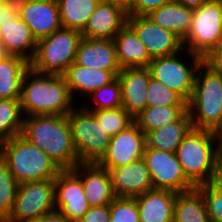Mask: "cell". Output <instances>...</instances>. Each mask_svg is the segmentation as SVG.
Returning <instances> with one entry per match:
<instances>
[{"label": "cell", "mask_w": 222, "mask_h": 222, "mask_svg": "<svg viewBox=\"0 0 222 222\" xmlns=\"http://www.w3.org/2000/svg\"><path fill=\"white\" fill-rule=\"evenodd\" d=\"M75 63L86 68L120 71L113 39L82 38Z\"/></svg>", "instance_id": "cell-22"}, {"label": "cell", "mask_w": 222, "mask_h": 222, "mask_svg": "<svg viewBox=\"0 0 222 222\" xmlns=\"http://www.w3.org/2000/svg\"><path fill=\"white\" fill-rule=\"evenodd\" d=\"M217 138H218V163L222 171V129H220L217 132Z\"/></svg>", "instance_id": "cell-44"}, {"label": "cell", "mask_w": 222, "mask_h": 222, "mask_svg": "<svg viewBox=\"0 0 222 222\" xmlns=\"http://www.w3.org/2000/svg\"><path fill=\"white\" fill-rule=\"evenodd\" d=\"M202 193L195 187L186 192L176 193L174 222H209Z\"/></svg>", "instance_id": "cell-28"}, {"label": "cell", "mask_w": 222, "mask_h": 222, "mask_svg": "<svg viewBox=\"0 0 222 222\" xmlns=\"http://www.w3.org/2000/svg\"><path fill=\"white\" fill-rule=\"evenodd\" d=\"M135 199L140 222H174L175 192L151 189Z\"/></svg>", "instance_id": "cell-23"}, {"label": "cell", "mask_w": 222, "mask_h": 222, "mask_svg": "<svg viewBox=\"0 0 222 222\" xmlns=\"http://www.w3.org/2000/svg\"><path fill=\"white\" fill-rule=\"evenodd\" d=\"M42 1H53V2H57L58 0H42Z\"/></svg>", "instance_id": "cell-47"}, {"label": "cell", "mask_w": 222, "mask_h": 222, "mask_svg": "<svg viewBox=\"0 0 222 222\" xmlns=\"http://www.w3.org/2000/svg\"><path fill=\"white\" fill-rule=\"evenodd\" d=\"M127 24L146 46L152 59L173 55L184 49L181 38L172 31L163 29L146 15H128Z\"/></svg>", "instance_id": "cell-13"}, {"label": "cell", "mask_w": 222, "mask_h": 222, "mask_svg": "<svg viewBox=\"0 0 222 222\" xmlns=\"http://www.w3.org/2000/svg\"><path fill=\"white\" fill-rule=\"evenodd\" d=\"M143 159L149 170L153 189L181 193L195 188L185 176L176 153L164 152L146 145Z\"/></svg>", "instance_id": "cell-12"}, {"label": "cell", "mask_w": 222, "mask_h": 222, "mask_svg": "<svg viewBox=\"0 0 222 222\" xmlns=\"http://www.w3.org/2000/svg\"><path fill=\"white\" fill-rule=\"evenodd\" d=\"M202 63L203 57L184 48L173 55L153 58L148 68L151 77L188 103L193 93L197 70Z\"/></svg>", "instance_id": "cell-7"}, {"label": "cell", "mask_w": 222, "mask_h": 222, "mask_svg": "<svg viewBox=\"0 0 222 222\" xmlns=\"http://www.w3.org/2000/svg\"><path fill=\"white\" fill-rule=\"evenodd\" d=\"M77 222H110V205L90 207Z\"/></svg>", "instance_id": "cell-39"}, {"label": "cell", "mask_w": 222, "mask_h": 222, "mask_svg": "<svg viewBox=\"0 0 222 222\" xmlns=\"http://www.w3.org/2000/svg\"><path fill=\"white\" fill-rule=\"evenodd\" d=\"M99 124L113 137L134 122V118L123 108L89 110Z\"/></svg>", "instance_id": "cell-34"}, {"label": "cell", "mask_w": 222, "mask_h": 222, "mask_svg": "<svg viewBox=\"0 0 222 222\" xmlns=\"http://www.w3.org/2000/svg\"><path fill=\"white\" fill-rule=\"evenodd\" d=\"M55 209V178L20 183L12 212L4 222H30Z\"/></svg>", "instance_id": "cell-10"}, {"label": "cell", "mask_w": 222, "mask_h": 222, "mask_svg": "<svg viewBox=\"0 0 222 222\" xmlns=\"http://www.w3.org/2000/svg\"><path fill=\"white\" fill-rule=\"evenodd\" d=\"M80 31L61 27L51 35L37 41L30 67L41 73L63 75L75 62L82 39Z\"/></svg>", "instance_id": "cell-6"}, {"label": "cell", "mask_w": 222, "mask_h": 222, "mask_svg": "<svg viewBox=\"0 0 222 222\" xmlns=\"http://www.w3.org/2000/svg\"><path fill=\"white\" fill-rule=\"evenodd\" d=\"M21 136L46 153L60 170H72L79 163L66 116L24 117Z\"/></svg>", "instance_id": "cell-2"}, {"label": "cell", "mask_w": 222, "mask_h": 222, "mask_svg": "<svg viewBox=\"0 0 222 222\" xmlns=\"http://www.w3.org/2000/svg\"><path fill=\"white\" fill-rule=\"evenodd\" d=\"M8 54L3 50V48L0 46V61H2L5 57H7Z\"/></svg>", "instance_id": "cell-45"}, {"label": "cell", "mask_w": 222, "mask_h": 222, "mask_svg": "<svg viewBox=\"0 0 222 222\" xmlns=\"http://www.w3.org/2000/svg\"><path fill=\"white\" fill-rule=\"evenodd\" d=\"M115 197L136 198L153 189L151 176L143 158L109 170Z\"/></svg>", "instance_id": "cell-17"}, {"label": "cell", "mask_w": 222, "mask_h": 222, "mask_svg": "<svg viewBox=\"0 0 222 222\" xmlns=\"http://www.w3.org/2000/svg\"><path fill=\"white\" fill-rule=\"evenodd\" d=\"M72 171L81 179L91 207L110 205L116 198L109 171L97 163H78Z\"/></svg>", "instance_id": "cell-18"}, {"label": "cell", "mask_w": 222, "mask_h": 222, "mask_svg": "<svg viewBox=\"0 0 222 222\" xmlns=\"http://www.w3.org/2000/svg\"><path fill=\"white\" fill-rule=\"evenodd\" d=\"M146 135L135 122L111 137L109 146L97 164L108 171L143 158Z\"/></svg>", "instance_id": "cell-14"}, {"label": "cell", "mask_w": 222, "mask_h": 222, "mask_svg": "<svg viewBox=\"0 0 222 222\" xmlns=\"http://www.w3.org/2000/svg\"><path fill=\"white\" fill-rule=\"evenodd\" d=\"M85 100H89V103ZM85 100L81 104L87 110H104L122 107L121 83L118 77L109 84L95 90Z\"/></svg>", "instance_id": "cell-32"}, {"label": "cell", "mask_w": 222, "mask_h": 222, "mask_svg": "<svg viewBox=\"0 0 222 222\" xmlns=\"http://www.w3.org/2000/svg\"><path fill=\"white\" fill-rule=\"evenodd\" d=\"M0 155L19 184L56 178L61 171L46 153L21 135L0 142Z\"/></svg>", "instance_id": "cell-5"}, {"label": "cell", "mask_w": 222, "mask_h": 222, "mask_svg": "<svg viewBox=\"0 0 222 222\" xmlns=\"http://www.w3.org/2000/svg\"><path fill=\"white\" fill-rule=\"evenodd\" d=\"M203 63L213 72L222 75V40L203 57Z\"/></svg>", "instance_id": "cell-40"}, {"label": "cell", "mask_w": 222, "mask_h": 222, "mask_svg": "<svg viewBox=\"0 0 222 222\" xmlns=\"http://www.w3.org/2000/svg\"><path fill=\"white\" fill-rule=\"evenodd\" d=\"M196 188L203 195L209 219L222 222V179L198 185Z\"/></svg>", "instance_id": "cell-36"}, {"label": "cell", "mask_w": 222, "mask_h": 222, "mask_svg": "<svg viewBox=\"0 0 222 222\" xmlns=\"http://www.w3.org/2000/svg\"><path fill=\"white\" fill-rule=\"evenodd\" d=\"M30 222H72L62 212L55 209L54 211L48 212L41 215Z\"/></svg>", "instance_id": "cell-41"}, {"label": "cell", "mask_w": 222, "mask_h": 222, "mask_svg": "<svg viewBox=\"0 0 222 222\" xmlns=\"http://www.w3.org/2000/svg\"><path fill=\"white\" fill-rule=\"evenodd\" d=\"M79 163H97L105 154L111 136L99 124L93 113L81 103L66 116Z\"/></svg>", "instance_id": "cell-8"}, {"label": "cell", "mask_w": 222, "mask_h": 222, "mask_svg": "<svg viewBox=\"0 0 222 222\" xmlns=\"http://www.w3.org/2000/svg\"><path fill=\"white\" fill-rule=\"evenodd\" d=\"M222 40V0H208L194 9L193 20L184 48L206 56Z\"/></svg>", "instance_id": "cell-9"}, {"label": "cell", "mask_w": 222, "mask_h": 222, "mask_svg": "<svg viewBox=\"0 0 222 222\" xmlns=\"http://www.w3.org/2000/svg\"><path fill=\"white\" fill-rule=\"evenodd\" d=\"M18 185L8 163L0 155V222H4L12 212Z\"/></svg>", "instance_id": "cell-33"}, {"label": "cell", "mask_w": 222, "mask_h": 222, "mask_svg": "<svg viewBox=\"0 0 222 222\" xmlns=\"http://www.w3.org/2000/svg\"><path fill=\"white\" fill-rule=\"evenodd\" d=\"M121 69L148 67L152 58L135 31L126 24L113 38Z\"/></svg>", "instance_id": "cell-24"}, {"label": "cell", "mask_w": 222, "mask_h": 222, "mask_svg": "<svg viewBox=\"0 0 222 222\" xmlns=\"http://www.w3.org/2000/svg\"><path fill=\"white\" fill-rule=\"evenodd\" d=\"M208 0H173V2L186 6L187 8L197 9Z\"/></svg>", "instance_id": "cell-43"}, {"label": "cell", "mask_w": 222, "mask_h": 222, "mask_svg": "<svg viewBox=\"0 0 222 222\" xmlns=\"http://www.w3.org/2000/svg\"><path fill=\"white\" fill-rule=\"evenodd\" d=\"M55 205L72 222L79 221L91 207L81 179L72 170H61L55 178Z\"/></svg>", "instance_id": "cell-15"}, {"label": "cell", "mask_w": 222, "mask_h": 222, "mask_svg": "<svg viewBox=\"0 0 222 222\" xmlns=\"http://www.w3.org/2000/svg\"><path fill=\"white\" fill-rule=\"evenodd\" d=\"M8 0H0V6H2Z\"/></svg>", "instance_id": "cell-46"}, {"label": "cell", "mask_w": 222, "mask_h": 222, "mask_svg": "<svg viewBox=\"0 0 222 222\" xmlns=\"http://www.w3.org/2000/svg\"><path fill=\"white\" fill-rule=\"evenodd\" d=\"M0 46L8 55L29 62L34 57L37 41L19 16L18 0H8L0 6Z\"/></svg>", "instance_id": "cell-11"}, {"label": "cell", "mask_w": 222, "mask_h": 222, "mask_svg": "<svg viewBox=\"0 0 222 222\" xmlns=\"http://www.w3.org/2000/svg\"><path fill=\"white\" fill-rule=\"evenodd\" d=\"M187 112V106H147L134 122L146 135L148 132L178 121Z\"/></svg>", "instance_id": "cell-30"}, {"label": "cell", "mask_w": 222, "mask_h": 222, "mask_svg": "<svg viewBox=\"0 0 222 222\" xmlns=\"http://www.w3.org/2000/svg\"><path fill=\"white\" fill-rule=\"evenodd\" d=\"M100 0H58L62 27L82 32Z\"/></svg>", "instance_id": "cell-29"}, {"label": "cell", "mask_w": 222, "mask_h": 222, "mask_svg": "<svg viewBox=\"0 0 222 222\" xmlns=\"http://www.w3.org/2000/svg\"><path fill=\"white\" fill-rule=\"evenodd\" d=\"M147 106H187L176 92L150 77L147 91Z\"/></svg>", "instance_id": "cell-35"}, {"label": "cell", "mask_w": 222, "mask_h": 222, "mask_svg": "<svg viewBox=\"0 0 222 222\" xmlns=\"http://www.w3.org/2000/svg\"><path fill=\"white\" fill-rule=\"evenodd\" d=\"M119 72L86 68L74 62L68 67L63 76L73 100L79 104L81 100L84 101L95 90L113 81ZM77 98L79 101H77Z\"/></svg>", "instance_id": "cell-20"}, {"label": "cell", "mask_w": 222, "mask_h": 222, "mask_svg": "<svg viewBox=\"0 0 222 222\" xmlns=\"http://www.w3.org/2000/svg\"><path fill=\"white\" fill-rule=\"evenodd\" d=\"M187 111L194 129L216 133L222 129V75L204 63L197 70Z\"/></svg>", "instance_id": "cell-4"}, {"label": "cell", "mask_w": 222, "mask_h": 222, "mask_svg": "<svg viewBox=\"0 0 222 222\" xmlns=\"http://www.w3.org/2000/svg\"><path fill=\"white\" fill-rule=\"evenodd\" d=\"M127 12L120 6L99 2L90 16L84 30L83 38L113 39L127 24Z\"/></svg>", "instance_id": "cell-21"}, {"label": "cell", "mask_w": 222, "mask_h": 222, "mask_svg": "<svg viewBox=\"0 0 222 222\" xmlns=\"http://www.w3.org/2000/svg\"><path fill=\"white\" fill-rule=\"evenodd\" d=\"M20 102L24 117L67 116L77 105L63 75L41 73L31 67L22 80Z\"/></svg>", "instance_id": "cell-1"}, {"label": "cell", "mask_w": 222, "mask_h": 222, "mask_svg": "<svg viewBox=\"0 0 222 222\" xmlns=\"http://www.w3.org/2000/svg\"><path fill=\"white\" fill-rule=\"evenodd\" d=\"M193 15V9L172 1L150 11L146 16L163 29L172 31L184 40L189 33Z\"/></svg>", "instance_id": "cell-25"}, {"label": "cell", "mask_w": 222, "mask_h": 222, "mask_svg": "<svg viewBox=\"0 0 222 222\" xmlns=\"http://www.w3.org/2000/svg\"><path fill=\"white\" fill-rule=\"evenodd\" d=\"M110 222H140L136 199L116 197L110 204Z\"/></svg>", "instance_id": "cell-37"}, {"label": "cell", "mask_w": 222, "mask_h": 222, "mask_svg": "<svg viewBox=\"0 0 222 222\" xmlns=\"http://www.w3.org/2000/svg\"><path fill=\"white\" fill-rule=\"evenodd\" d=\"M100 2L115 4L128 12L132 7L133 0H100Z\"/></svg>", "instance_id": "cell-42"}, {"label": "cell", "mask_w": 222, "mask_h": 222, "mask_svg": "<svg viewBox=\"0 0 222 222\" xmlns=\"http://www.w3.org/2000/svg\"><path fill=\"white\" fill-rule=\"evenodd\" d=\"M23 122L20 99H0V142L21 135Z\"/></svg>", "instance_id": "cell-31"}, {"label": "cell", "mask_w": 222, "mask_h": 222, "mask_svg": "<svg viewBox=\"0 0 222 222\" xmlns=\"http://www.w3.org/2000/svg\"><path fill=\"white\" fill-rule=\"evenodd\" d=\"M117 77L121 83L122 107L134 118L147 107L149 68H123Z\"/></svg>", "instance_id": "cell-19"}, {"label": "cell", "mask_w": 222, "mask_h": 222, "mask_svg": "<svg viewBox=\"0 0 222 222\" xmlns=\"http://www.w3.org/2000/svg\"><path fill=\"white\" fill-rule=\"evenodd\" d=\"M176 156L195 187L222 179L216 132L192 128L179 144Z\"/></svg>", "instance_id": "cell-3"}, {"label": "cell", "mask_w": 222, "mask_h": 222, "mask_svg": "<svg viewBox=\"0 0 222 222\" xmlns=\"http://www.w3.org/2000/svg\"><path fill=\"white\" fill-rule=\"evenodd\" d=\"M29 67V61L16 55L0 61V99H20L22 80Z\"/></svg>", "instance_id": "cell-27"}, {"label": "cell", "mask_w": 222, "mask_h": 222, "mask_svg": "<svg viewBox=\"0 0 222 222\" xmlns=\"http://www.w3.org/2000/svg\"><path fill=\"white\" fill-rule=\"evenodd\" d=\"M19 16L39 41L62 27L57 2L18 0Z\"/></svg>", "instance_id": "cell-16"}, {"label": "cell", "mask_w": 222, "mask_h": 222, "mask_svg": "<svg viewBox=\"0 0 222 222\" xmlns=\"http://www.w3.org/2000/svg\"><path fill=\"white\" fill-rule=\"evenodd\" d=\"M173 0H133L131 9L127 15H147L150 11L157 9Z\"/></svg>", "instance_id": "cell-38"}, {"label": "cell", "mask_w": 222, "mask_h": 222, "mask_svg": "<svg viewBox=\"0 0 222 222\" xmlns=\"http://www.w3.org/2000/svg\"><path fill=\"white\" fill-rule=\"evenodd\" d=\"M192 128V121L187 111L178 121L148 132L146 145L149 148L176 153L179 144Z\"/></svg>", "instance_id": "cell-26"}]
</instances>
